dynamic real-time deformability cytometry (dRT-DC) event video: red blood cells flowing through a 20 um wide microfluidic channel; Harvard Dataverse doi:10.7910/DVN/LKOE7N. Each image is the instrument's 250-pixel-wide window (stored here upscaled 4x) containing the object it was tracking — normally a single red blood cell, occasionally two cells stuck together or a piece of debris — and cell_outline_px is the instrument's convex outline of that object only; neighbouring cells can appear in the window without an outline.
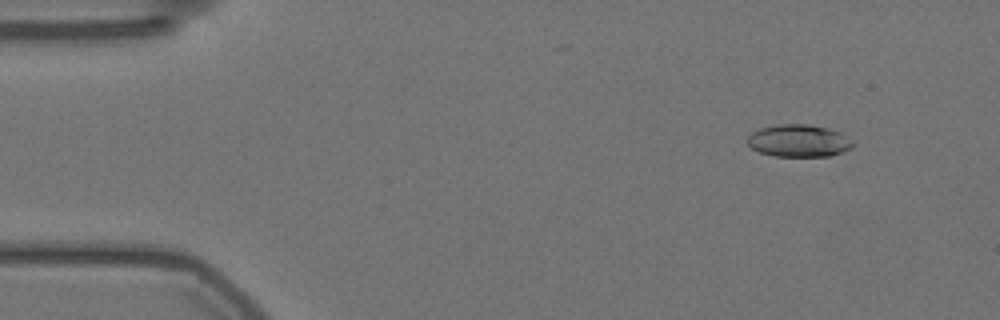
{"species": "Egyptian fruit bat (a non-hibernating species)", "species_latin": "Rousettus aegyptiacus", "temperature_condition": "warm", "stored_images_in_passage": 57, "camera_frame_rate_fps": 3000, "um_per_image_px": 0.085, "animal": {"sex": "female"}, "frame": {"image": 1, "passage_image": 6, "time_ms": 1.667, "image_size_px": [1000, 320], "cell_outline_px": [[856, 144], [852, 148], [828, 156], [776, 156], [760, 152], [752, 148], [748, 144], [748, 136], [752, 132], [760, 128], [780, 124], [808, 124], [828, 128], [840, 132], [852, 140]], "centroid_in_image_um": [67.92, 11.96], "position_along_channel_um": 17.1, "area_um2": 19.83}}
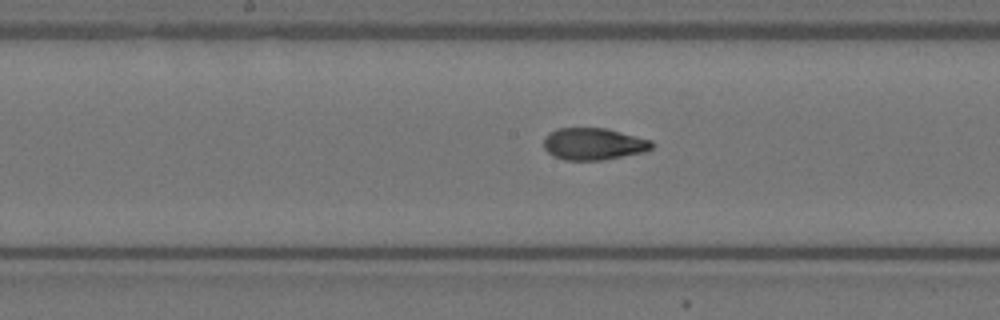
{"frame": {"image": 2, "passage_image": 29, "time_ms": 9.333, "image_size_px": [1000, 320], "cell_outline_px": [[656, 144], [652, 148], [644, 152], [604, 160], [564, 160], [552, 156], [544, 148], [544, 136], [548, 132], [556, 128], [608, 128], [652, 140]], "centroid_in_image_um": [50.46, 12.23], "position_along_channel_um": 197.7, "area_um2": 20.52}}
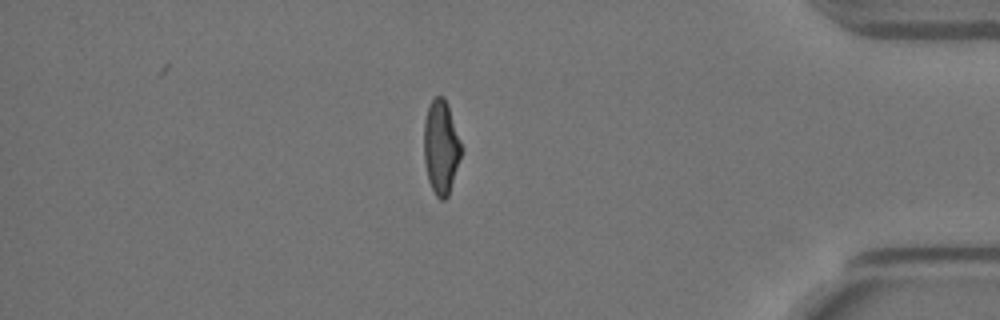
{"frame": {"image": 3, "passage_image": 49, "time_ms": 16.0, "image_size_px": [1000, 320], "cell_outline_px": [[464, 148], [448, 196], [444, 200], [440, 200], [436, 196], [428, 180], [424, 160], [424, 120], [428, 104], [436, 96], [444, 96], [448, 104]], "centroid_in_image_um": [37.5, 12.48], "position_along_channel_um": 397.7, "area_um2": 20.87}, "authors_computed_cell_mechanics": {"area_um2": 20.519, "velocity_mm_per_s": 3.5574, "shape_relaxation_time_tau1_ms": 4.5326, "shape_relaxation_time_tau2_ms": 1.7451, "deformation_change_tau1": 0.2089, "deformation_change_tau2": 0.0755}}